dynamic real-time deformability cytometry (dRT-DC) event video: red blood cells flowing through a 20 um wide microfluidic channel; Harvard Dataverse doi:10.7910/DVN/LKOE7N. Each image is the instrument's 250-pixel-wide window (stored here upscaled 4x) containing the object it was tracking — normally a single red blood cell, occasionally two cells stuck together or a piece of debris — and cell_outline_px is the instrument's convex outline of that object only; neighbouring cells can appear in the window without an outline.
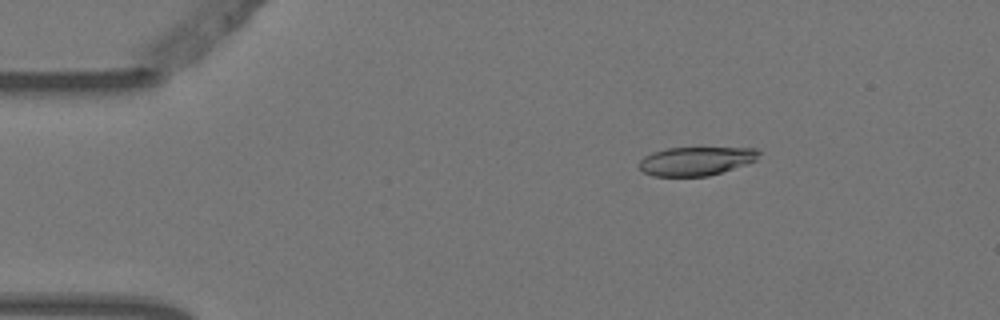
{"species": "Egyptian fruit bat (a non-hibernating species)", "species_latin": "Rousettus aegyptiacus", "temperature_condition": "warm", "stored_images_in_passage": 5, "camera_frame_rate_fps": 3000, "um_per_image_px": 0.085, "animal": {"sex": "female"}, "frame": {"image": 1, "passage_image": 2, "time_ms": 0.333, "image_size_px": [1000, 320], "cell_outline_px": [[760, 152], [756, 160], [708, 176], [652, 176], [644, 172], [640, 168], [640, 160], [644, 156], [652, 152], [668, 148], [756, 148]], "centroid_in_image_um": [59.13, 13.69], "position_along_channel_um": 25.9, "area_um2": 19.71}}
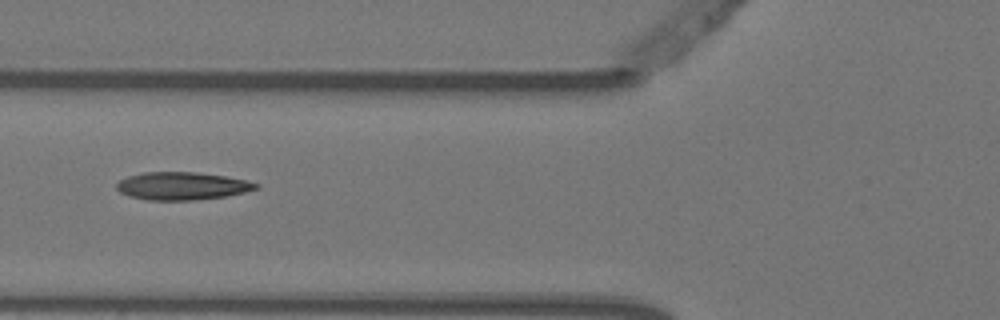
{"frame": {"image": 2, "passage_image": 5, "time_ms": 1.333, "image_size_px": [1000, 320], "cell_outline_px": [[260, 188], [244, 192], [224, 196], [192, 200], [148, 200], [128, 196], [120, 192], [116, 188], [116, 184], [120, 180], [128, 176], [144, 172], [196, 172], [224, 176], [244, 180], [260, 184]], "centroid_in_image_um": [15.45, 15.8], "position_along_channel_um": 110.4, "area_um2": 22.43}}